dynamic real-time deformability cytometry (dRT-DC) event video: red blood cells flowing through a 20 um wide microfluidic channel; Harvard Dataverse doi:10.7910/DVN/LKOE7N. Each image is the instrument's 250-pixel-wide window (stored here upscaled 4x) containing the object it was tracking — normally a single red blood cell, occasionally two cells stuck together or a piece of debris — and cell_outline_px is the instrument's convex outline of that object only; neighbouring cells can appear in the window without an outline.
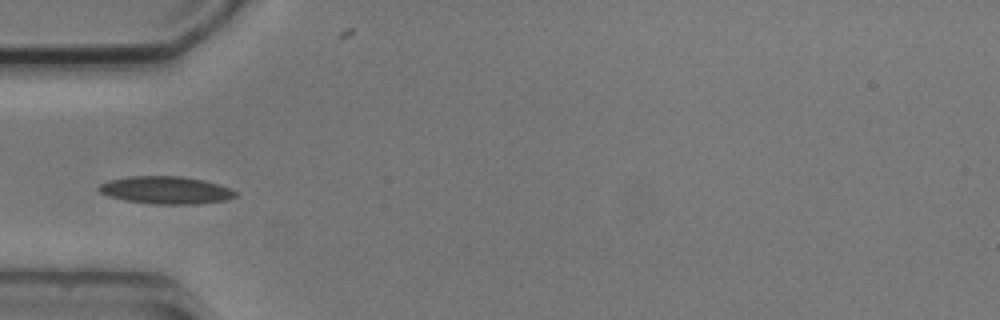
{"species": "common noctule bat (a hibernating species)", "species_latin": "Nyctalus noctula", "temperature_condition": "cold", "stored_images_in_passage": 5, "camera_frame_rate_fps": 3000, "um_per_image_px": 0.085, "animal": {"sex": "male", "body_mass_g": 20.5, "forearm_length_mm": 52.5}, "frame": {"image": 1, "passage_image": 5, "time_ms": 4.667, "image_size_px": [1000, 320], "cell_outline_px": [[236, 196], [228, 200], [196, 204], [152, 204], [128, 200], [108, 196], [100, 192], [96, 188], [100, 184], [108, 180], [128, 176], [180, 176], [204, 180], [220, 184], [236, 192]], "centroid_in_image_um": [14.09, 16.16], "position_along_channel_um": 70.9, "area_um2": 21.96}}